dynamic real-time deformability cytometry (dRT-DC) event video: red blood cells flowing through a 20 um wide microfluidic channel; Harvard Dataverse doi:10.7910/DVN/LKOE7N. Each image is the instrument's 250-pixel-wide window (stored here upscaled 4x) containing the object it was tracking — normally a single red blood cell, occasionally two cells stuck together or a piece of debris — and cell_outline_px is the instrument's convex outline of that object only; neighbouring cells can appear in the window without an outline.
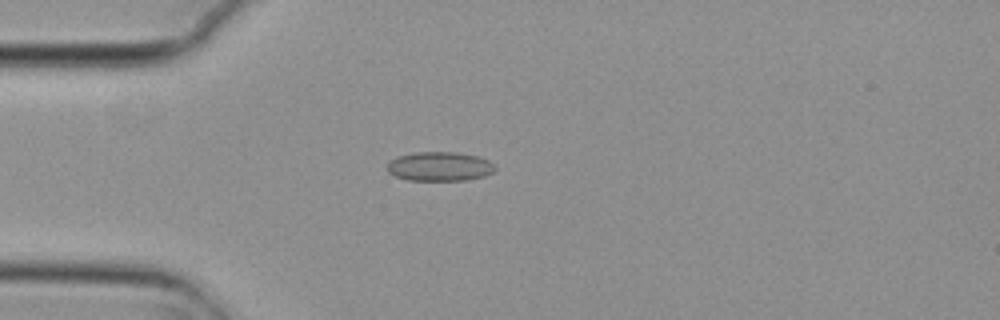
{"species": "common noctule bat (a hibernating species)", "species_latin": "Nyctalus noctula", "temperature_condition": "cold", "stored_images_in_passage": 5, "camera_frame_rate_fps": 3000, "um_per_image_px": 0.085, "animal": {"sex": "female", "body_mass_g": 29.2, "forearm_length_mm": 56.3}, "frame": {"image": 1, "passage_image": 4, "time_ms": 1.0, "image_size_px": [1000, 320], "cell_outline_px": [[496, 168], [492, 172], [484, 176], [464, 180], [408, 180], [396, 176], [388, 172], [388, 164], [396, 156], [416, 152], [456, 152], [476, 156], [488, 160]], "centroid_in_image_um": [37.36, 14.14], "position_along_channel_um": 47.6, "area_um2": 18.15}}